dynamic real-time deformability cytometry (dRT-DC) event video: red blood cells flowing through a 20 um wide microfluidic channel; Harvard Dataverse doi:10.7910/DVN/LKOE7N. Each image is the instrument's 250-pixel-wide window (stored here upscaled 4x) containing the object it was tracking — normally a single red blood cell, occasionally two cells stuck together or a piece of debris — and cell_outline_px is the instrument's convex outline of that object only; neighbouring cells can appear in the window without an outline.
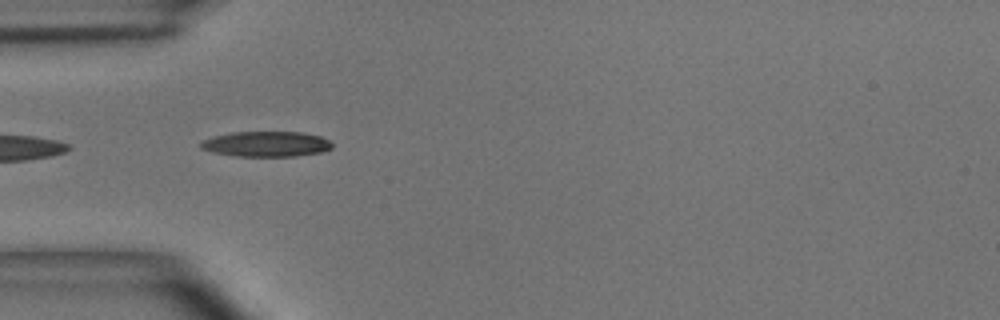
{"species": "common noctule bat (a hibernating species)", "species_latin": "Nyctalus noctula", "temperature_condition": "room temperature", "stored_images_in_passage": 4, "camera_frame_rate_fps": 3000, "um_per_image_px": 0.085, "animal": {"sex": "male", "body_mass_g": 15.6}, "frame": {"image": 1, "passage_image": 2, "time_ms": 0.333, "image_size_px": [1000, 320], "cell_outline_px": [[332, 148], [320, 152], [296, 156], [236, 156], [212, 152], [200, 148], [200, 144], [204, 140], [212, 136], [232, 132], [304, 132], [320, 136], [328, 140], [332, 144]], "centroid_in_image_um": [22.62, 12.24], "position_along_channel_um": 62.4, "area_um2": 19.36}}
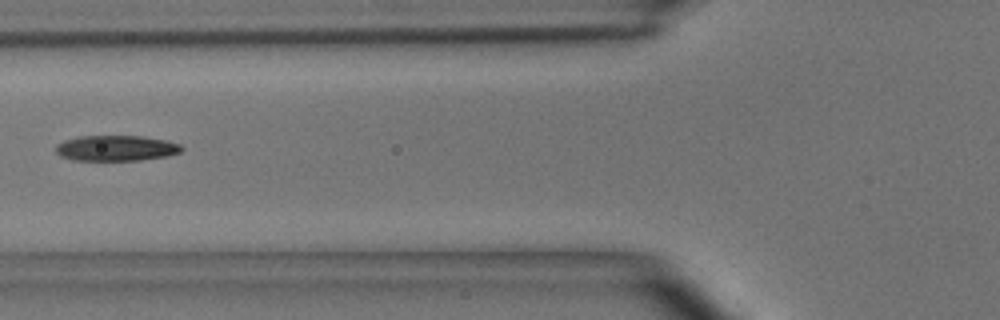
{"frame": {"image": 2, "passage_image": 3, "time_ms": 0.667, "image_size_px": [1000, 320], "cell_outline_px": [[184, 148], [180, 152], [168, 156], [140, 160], [72, 160], [60, 156], [56, 152], [56, 144], [64, 140], [80, 136], [144, 136], [168, 140], [180, 144]], "centroid_in_image_um": [9.89, 12.59], "position_along_channel_um": 115.9, "area_um2": 18.9}}